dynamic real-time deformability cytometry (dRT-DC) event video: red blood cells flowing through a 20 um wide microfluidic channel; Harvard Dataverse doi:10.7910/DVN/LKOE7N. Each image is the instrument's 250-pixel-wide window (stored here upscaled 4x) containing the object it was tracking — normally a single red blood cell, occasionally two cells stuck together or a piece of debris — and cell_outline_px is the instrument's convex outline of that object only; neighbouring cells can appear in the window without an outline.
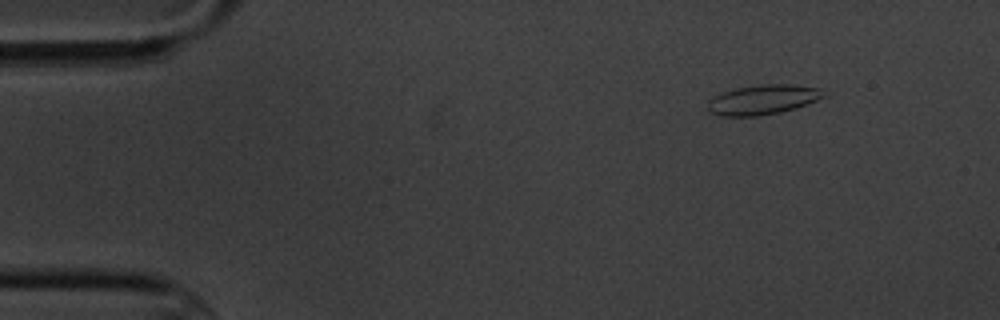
{"species": "common noctule bat (a hibernating species)", "species_latin": "Nyctalus noctula", "temperature_condition": "cold", "stored_images_in_passage": 6, "camera_frame_rate_fps": 3000, "um_per_image_px": 0.085, "animal": {"sex": "male", "body_mass_g": 20.1, "forearm_length_mm": 53.5}, "frame": {"image": 1, "passage_image": 2, "time_ms": 1.0, "image_size_px": [1000, 320], "cell_outline_px": [[828, 96], [796, 108], [780, 112], [756, 116], [720, 116], [708, 112], [708, 100], [724, 92], [736, 88], [764, 84], [792, 84], [820, 88], [828, 92]], "centroid_in_image_um": [64.9, 8.47], "position_along_channel_um": 20.1, "area_um2": 20.23}}
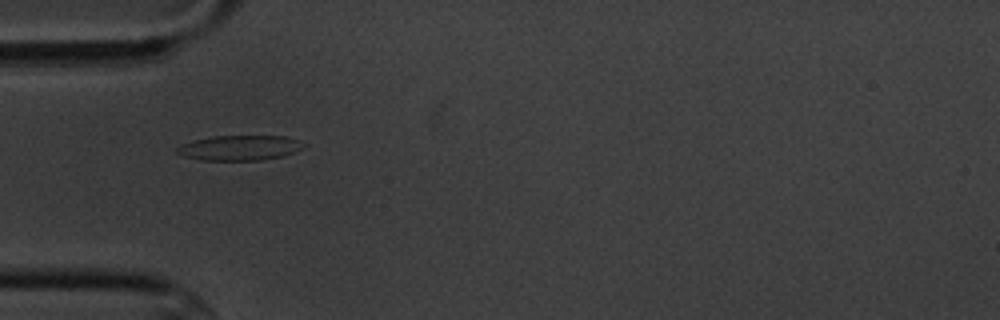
{"frame": {"image": 2, "passage_image": 5, "time_ms": 4.667, "image_size_px": [1000, 320], "cell_outline_px": [[308, 144], [304, 148], [284, 156], [260, 160], [200, 160], [184, 156], [176, 152], [176, 148], [180, 144], [192, 140], [212, 136], [284, 136]], "centroid_in_image_um": [20.36, 12.56], "position_along_channel_um": 64.6, "area_um2": 18.61}}